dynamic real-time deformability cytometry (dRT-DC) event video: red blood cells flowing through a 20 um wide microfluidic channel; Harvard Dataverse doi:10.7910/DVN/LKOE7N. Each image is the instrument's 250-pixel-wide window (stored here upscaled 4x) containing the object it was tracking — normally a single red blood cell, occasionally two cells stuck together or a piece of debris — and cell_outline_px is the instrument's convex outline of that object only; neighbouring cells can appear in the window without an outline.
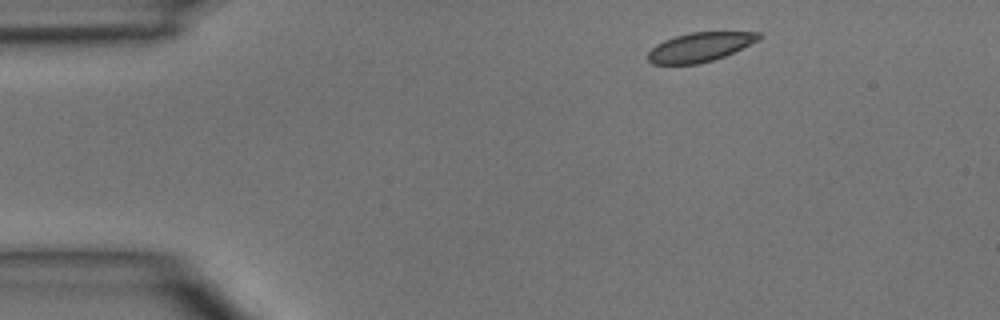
{"species": "common noctule bat (a hibernating species)", "species_latin": "Nyctalus noctula", "temperature_condition": "room temperature", "stored_images_in_passage": 4, "camera_frame_rate_fps": 3000, "um_per_image_px": 0.085, "animal": {"sex": "male", "body_mass_g": 15.6}, "frame": {"image": 1, "passage_image": 4, "time_ms": 4.333, "image_size_px": [1000, 320], "cell_outline_px": [[764, 36], [760, 40], [724, 56], [712, 60], [696, 64], [652, 64], [648, 60], [648, 52], [656, 44], [664, 40], [688, 32], [760, 32]], "centroid_in_image_um": [59.51, 3.99], "position_along_channel_um": 25.5, "area_um2": 18.84}}